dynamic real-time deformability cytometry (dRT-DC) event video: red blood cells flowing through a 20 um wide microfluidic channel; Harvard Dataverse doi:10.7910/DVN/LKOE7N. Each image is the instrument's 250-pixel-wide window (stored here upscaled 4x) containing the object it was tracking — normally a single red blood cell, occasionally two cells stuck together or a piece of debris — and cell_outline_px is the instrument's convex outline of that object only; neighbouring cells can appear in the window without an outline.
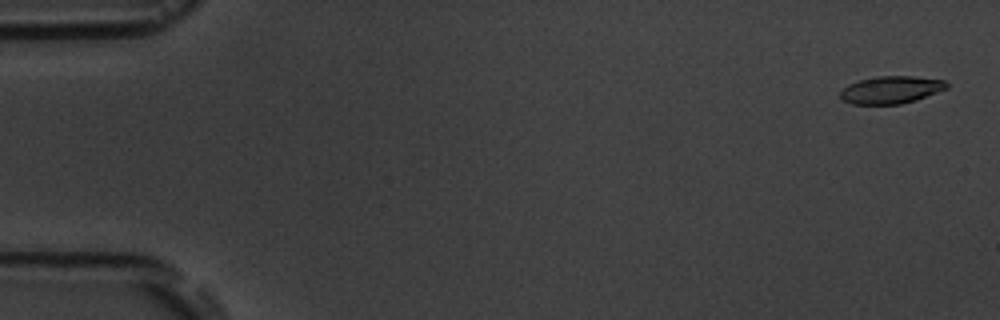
{"species": "common noctule bat (a hibernating species)", "species_latin": "Nyctalus noctula", "temperature_condition": "room temperature", "stored_images_in_passage": 6, "camera_frame_rate_fps": 3000, "um_per_image_px": 0.085, "animal": {"sex": "male", "body_mass_g": 19.5, "forearm_length_mm": 54.6}, "frame": {"image": 1, "passage_image": 1, "time_ms": 0.0, "image_size_px": [1000, 320], "cell_outline_px": [[948, 88], [916, 100], [900, 104], [852, 104], [844, 100], [840, 96], [840, 92], [848, 84], [860, 80], [876, 76], [912, 76], [944, 80], [948, 84]], "centroid_in_image_um": [75.74, 7.63], "position_along_channel_um": 9.3, "area_um2": 16.94}}
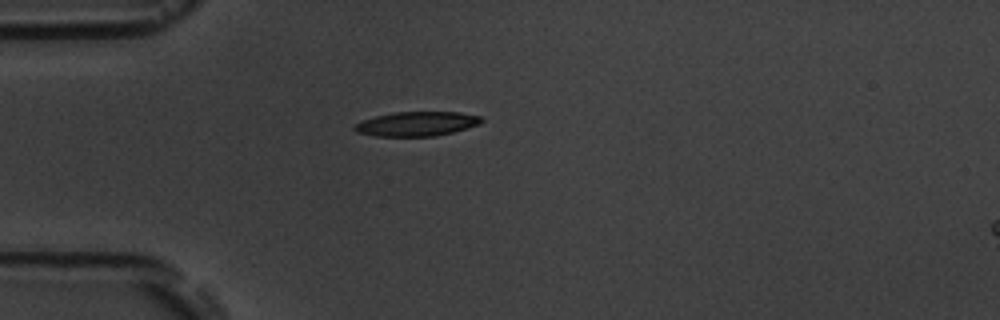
{"frame": {"image": 2, "passage_image": 5, "time_ms": 4.667, "image_size_px": [1000, 320], "cell_outline_px": [[484, 120], [480, 124], [452, 132], [436, 136], [376, 136], [356, 132], [352, 128], [360, 120], [392, 112], [460, 112], [480, 116]], "centroid_in_image_um": [35.4, 10.52], "position_along_channel_um": 49.6, "area_um2": 18.09}}